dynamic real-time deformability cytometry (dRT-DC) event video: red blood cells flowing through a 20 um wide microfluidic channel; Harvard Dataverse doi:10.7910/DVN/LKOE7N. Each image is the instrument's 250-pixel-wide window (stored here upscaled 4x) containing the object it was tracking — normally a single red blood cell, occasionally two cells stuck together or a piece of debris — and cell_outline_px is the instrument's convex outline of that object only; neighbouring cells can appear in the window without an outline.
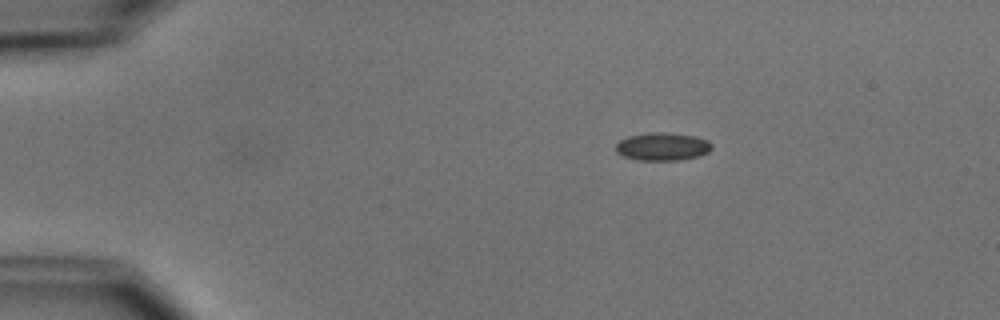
{"species": "common noctule bat (a hibernating species)", "species_latin": "Nyctalus noctula", "temperature_condition": "cold", "stored_images_in_passage": 28, "camera_frame_rate_fps": 3000, "um_per_image_px": 0.085, "animal": {"sex": "male", "body_mass_g": 15.6}, "frame": {"image": 1, "passage_image": 1, "time_ms": 0.0, "image_size_px": [1000, 320], "cell_outline_px": [[712, 148], [708, 152], [700, 156], [680, 160], [640, 160], [624, 156], [616, 152], [616, 144], [620, 140], [628, 136], [652, 132], [664, 132], [696, 136], [708, 140], [712, 144]], "centroid_in_image_um": [56.34, 12.45], "position_along_channel_um": 28.7, "area_um2": 15.66}}
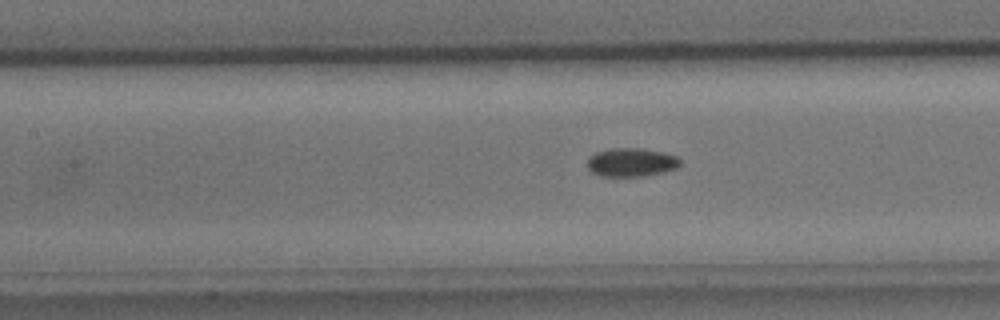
{"frame": {"image": 2, "passage_image": 16, "time_ms": 5.0, "image_size_px": [1000, 320], "cell_outline_px": [[680, 164], [676, 168], [664, 172], [644, 176], [600, 176], [592, 172], [588, 168], [588, 156], [596, 152], [612, 148], [640, 148], [664, 152], [676, 156], [680, 160]], "centroid_in_image_um": [53.65, 13.79], "position_along_channel_um": 153.7, "area_um2": 15.49}}
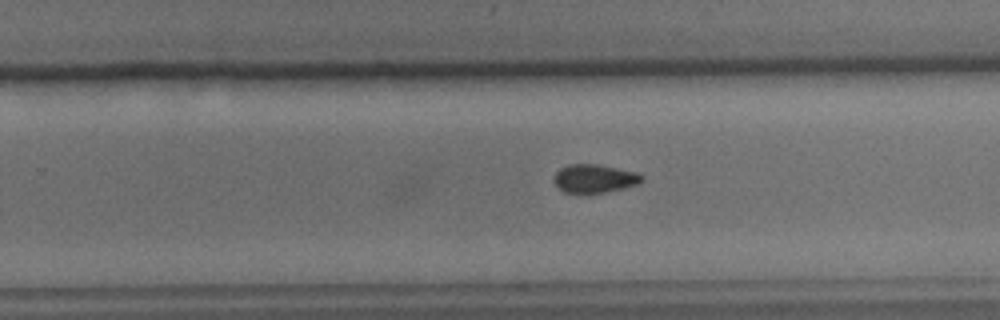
{"frame": {"image": 3, "passage_image": 26, "time_ms": 8.333, "image_size_px": [1000, 320], "cell_outline_px": [[644, 180], [636, 184], [624, 188], [604, 192], [580, 196], [576, 196], [564, 192], [552, 180], [556, 172], [560, 168], [568, 164], [596, 164], [636, 172], [644, 176]], "centroid_in_image_um": [50.48, 15.21], "position_along_channel_um": 279.3, "area_um2": 14.97}}